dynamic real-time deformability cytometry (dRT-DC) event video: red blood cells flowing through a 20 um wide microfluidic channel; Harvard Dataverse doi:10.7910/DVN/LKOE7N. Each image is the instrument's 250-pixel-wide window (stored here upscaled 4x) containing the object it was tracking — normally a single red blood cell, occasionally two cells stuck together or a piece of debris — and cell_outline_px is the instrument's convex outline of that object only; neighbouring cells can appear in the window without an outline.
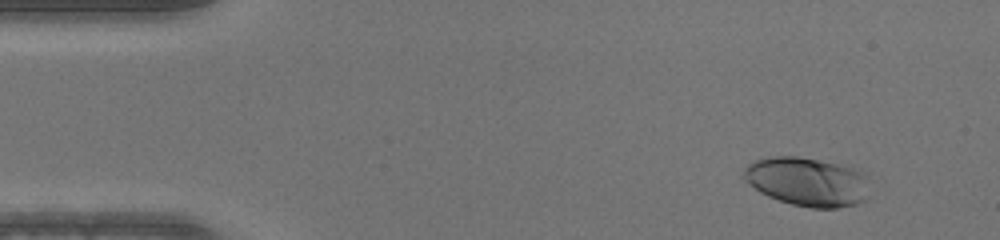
{"species": "human", "species_latin": "Homo sapiens", "temperature_condition": "warm", "stored_images_in_passage": 51, "segment_of_instrument_passage": [1, 2], "camera_frame_rate_fps": 3000, "um_per_image_px": 0.085, "donor": {"sex": "male"}, "frame": {"image": 1, "passage_image": 5, "time_ms": 1.333, "image_size_px": [1000, 240], "cell_outline_px": [[868, 176], [864, 200], [856, 204], [836, 208], [812, 208], [792, 204], [768, 196], [760, 192], [744, 180], [744, 168], [748, 164], [756, 160], [768, 156], [796, 156], [836, 164], [852, 168]], "centroid_in_image_um": [68.58, 15.44], "position_along_channel_um": 16.4, "area_um2": 35.37}}
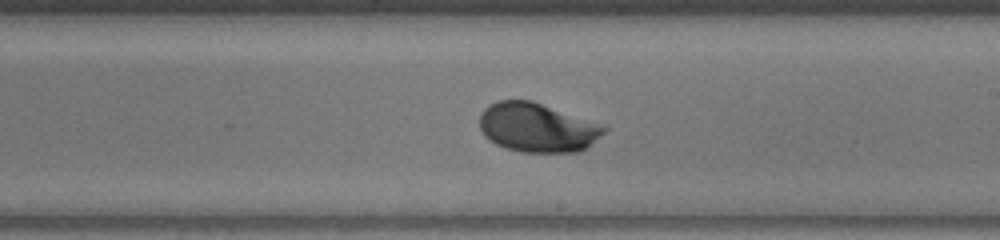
{"frame": {"image": 2, "passage_image": 29, "time_ms": 9.333, "image_size_px": [1000, 240], "cell_outline_px": [[608, 128], [600, 136], [580, 152], [520, 152], [504, 148], [496, 144], [484, 136], [480, 128], [480, 116], [484, 108], [488, 104], [500, 100], [532, 100], [608, 124]], "centroid_in_image_um": [45.71, 10.82], "position_along_channel_um": 243.3, "area_um2": 36.3}}
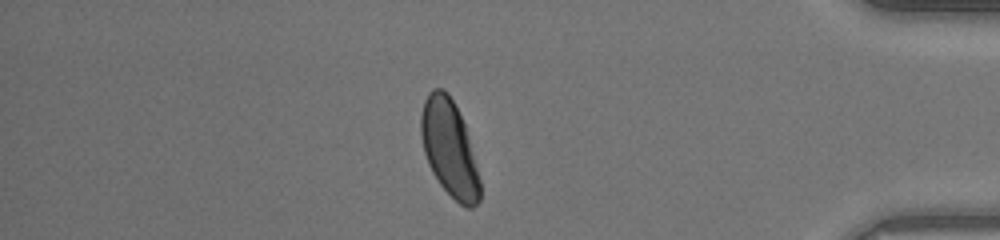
{"frame": {"image": 3, "passage_image": 43, "time_ms": 14.0, "image_size_px": [1000, 240], "cell_outline_px": [[480, 200], [472, 208], [468, 208], [460, 204], [440, 184], [432, 172], [428, 164], [424, 152], [420, 136], [420, 116], [424, 100], [428, 92], [432, 88], [444, 88], [448, 92], [464, 124], [480, 180]], "centroid_in_image_um": [38.16, 12.58], "position_along_channel_um": 397.0, "area_um2": 32.83}}